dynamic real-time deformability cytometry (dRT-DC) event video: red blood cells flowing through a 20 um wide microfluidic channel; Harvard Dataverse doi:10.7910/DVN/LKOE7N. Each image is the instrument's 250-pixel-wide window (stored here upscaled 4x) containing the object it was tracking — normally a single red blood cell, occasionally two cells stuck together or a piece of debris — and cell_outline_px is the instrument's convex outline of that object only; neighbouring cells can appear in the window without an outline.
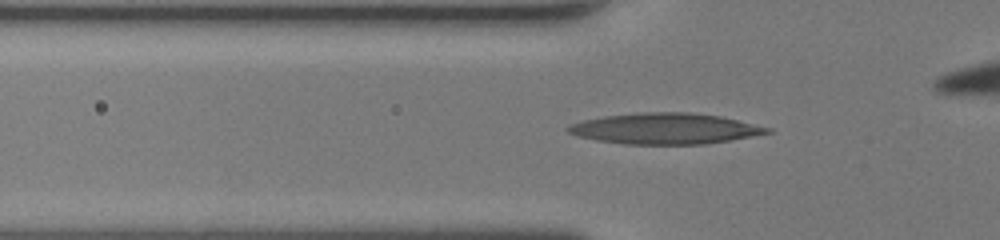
{"species": "human", "species_latin": "Homo sapiens", "temperature_condition": "room temperature", "stored_images_in_passage": 40, "camera_frame_rate_fps": 3000, "um_per_image_px": 0.085, "donor": {"sex": "female"}, "frame": {"image": 1, "passage_image": 9, "time_ms": 2.667, "image_size_px": [1000, 240], "cell_outline_px": [[772, 132], [728, 140], [704, 144], [624, 144], [596, 140], [576, 136], [568, 132], [564, 128], [568, 124], [584, 120], [604, 116], [644, 112], [688, 112], [720, 116], [772, 128]], "centroid_in_image_um": [56.47, 10.93], "position_along_channel_um": 69.3, "area_um2": 35.72}}
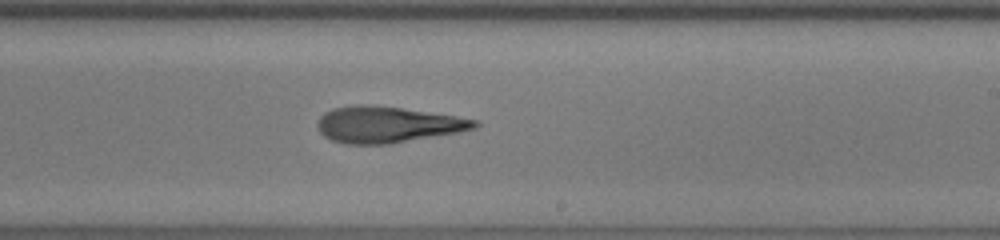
{"frame": {"image": 2, "passage_image": 22, "time_ms": 7.0, "image_size_px": [1000, 240], "cell_outline_px": [[480, 124], [476, 128], [456, 132], [392, 144], [348, 144], [332, 140], [324, 136], [320, 132], [316, 124], [320, 116], [324, 112], [332, 108], [352, 104], [372, 104], [456, 116], [480, 120]], "centroid_in_image_um": [32.9, 10.58], "position_along_channel_um": 256.1, "area_um2": 33.29}}
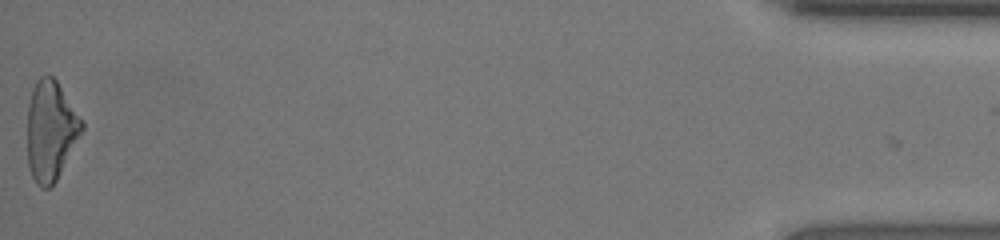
{"frame": {"image": 3, "passage_image": 40, "time_ms": 13.0, "image_size_px": [1000, 240], "cell_outline_px": [[84, 128], [56, 180], [48, 188], [40, 188], [36, 184], [28, 168], [28, 104], [32, 88], [36, 80], [40, 76], [52, 76], [56, 80], [84, 120]], "centroid_in_image_um": [4.31, 11.08], "position_along_channel_um": 430.9, "area_um2": 31.67}, "authors_computed_cell_mechanics": {"area_um2": 32.8304, "velocity_mm_per_s": 4.3863, "shape_relaxation_time_tau1_ms": null, "shape_relaxation_time_tau2_ms": 3.4598, "deformation_change_tau1": null, "deformation_change_tau2": 0.1619}}